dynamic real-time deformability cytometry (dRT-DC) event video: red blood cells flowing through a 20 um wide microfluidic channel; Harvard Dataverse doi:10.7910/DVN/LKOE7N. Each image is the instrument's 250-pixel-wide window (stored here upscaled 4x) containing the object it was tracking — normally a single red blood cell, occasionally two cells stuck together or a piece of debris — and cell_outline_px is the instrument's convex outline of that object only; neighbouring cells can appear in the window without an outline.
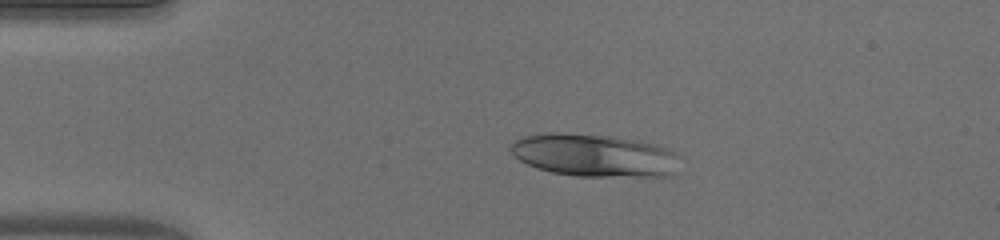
{"species": "human", "species_latin": "Homo sapiens", "temperature_condition": "warm", "stored_images_in_passage": 40, "camera_frame_rate_fps": 3000, "um_per_image_px": 0.085, "donor": {"sex": "male"}, "frame": {"image": 1, "passage_image": 1, "time_ms": 0.0, "image_size_px": [1000, 240], "cell_outline_px": [[680, 156], [672, 176], [576, 176], [552, 172], [536, 168], [520, 160], [512, 152], [512, 140], [524, 136], [548, 132], [556, 132], [612, 136], [640, 140], [660, 144], [676, 152]], "centroid_in_image_um": [50.56, 13.19], "position_along_channel_um": 34.4, "area_um2": 42.43}}
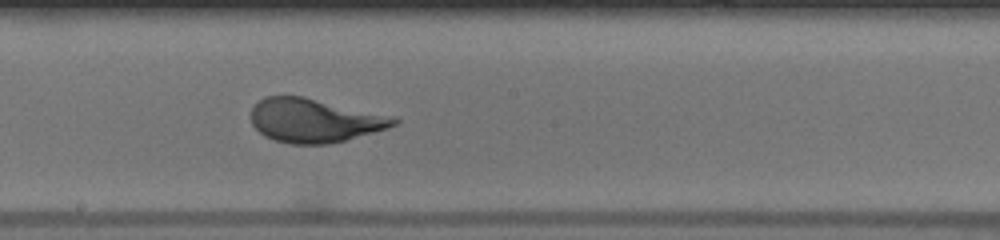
{"frame": {"image": 2, "passage_image": 18, "time_ms": 5.667, "image_size_px": [1000, 240], "cell_outline_px": [[400, 120], [396, 124], [388, 128], [344, 140], [328, 144], [292, 144], [276, 140], [264, 136], [252, 124], [252, 108], [264, 96], [304, 96], [396, 116]], "centroid_in_image_um": [26.76, 10.22], "position_along_channel_um": 221.4, "area_um2": 36.47}}
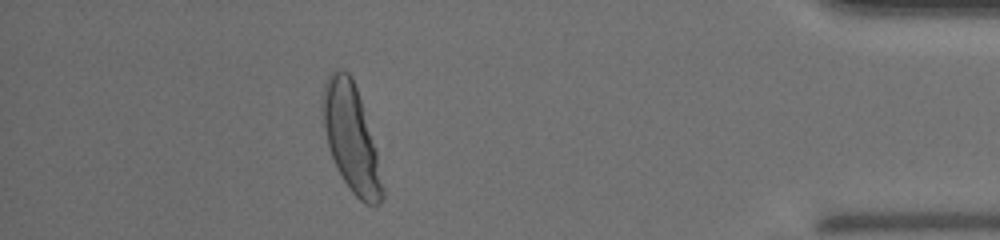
{"frame": {"image": 3, "passage_image": 35, "time_ms": 11.333, "image_size_px": [1000, 240], "cell_outline_px": [[384, 196], [380, 204], [364, 204], [352, 192], [336, 168], [328, 148], [324, 128], [324, 84], [328, 76], [336, 68], [340, 68], [348, 72], [352, 76], [376, 148], [384, 188]], "centroid_in_image_um": [29.87, 11.77], "position_along_channel_um": 405.3, "area_um2": 36.7}}